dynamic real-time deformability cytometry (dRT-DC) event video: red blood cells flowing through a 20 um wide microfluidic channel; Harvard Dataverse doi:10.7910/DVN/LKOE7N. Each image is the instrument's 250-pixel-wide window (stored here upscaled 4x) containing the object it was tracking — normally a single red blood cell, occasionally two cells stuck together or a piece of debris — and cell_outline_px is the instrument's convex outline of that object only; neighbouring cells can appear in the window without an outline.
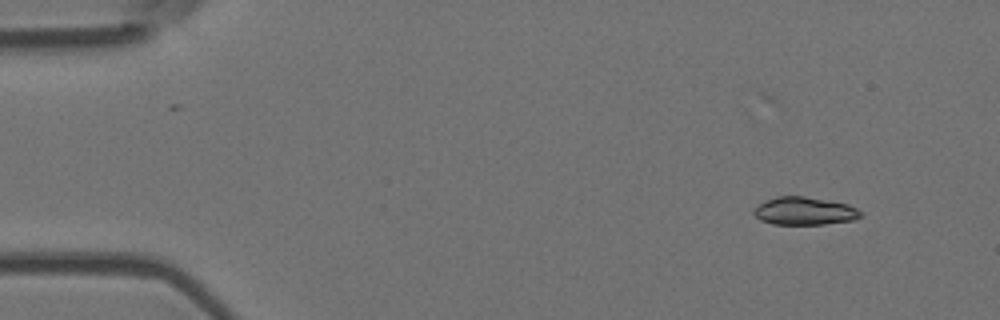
{"species": "Egyptian fruit bat (a non-hibernating species)", "species_latin": "Rousettus aegyptiacus", "temperature_condition": "room temperature", "stored_images_in_passage": 4, "camera_frame_rate_fps": 3000, "um_per_image_px": 0.085, "animal": {"sex": "female"}, "frame": {"image": 1, "passage_image": 1, "time_ms": 0.0, "image_size_px": [1000, 320], "cell_outline_px": [[864, 216], [856, 220], [824, 224], [772, 224], [760, 220], [752, 212], [760, 204], [776, 196], [804, 196], [848, 204], [856, 208]], "centroid_in_image_um": [68.42, 17.94], "position_along_channel_um": 16.6, "area_um2": 17.28}}
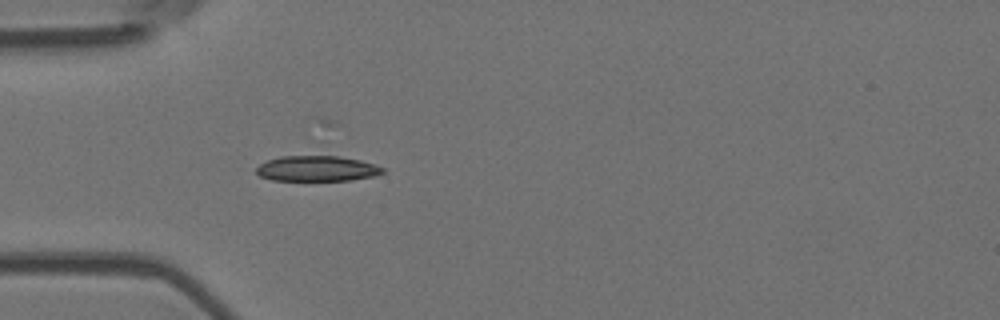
{"frame": {"image": 2, "passage_image": 4, "time_ms": 1.0, "image_size_px": [1000, 320], "cell_outline_px": [[384, 172], [376, 176], [352, 180], [272, 180], [260, 176], [256, 172], [256, 168], [260, 164], [268, 160], [280, 156], [340, 156], [360, 160], [376, 164], [384, 168]], "centroid_in_image_um": [26.98, 14.33], "position_along_channel_um": 58.0, "area_um2": 18.79}}